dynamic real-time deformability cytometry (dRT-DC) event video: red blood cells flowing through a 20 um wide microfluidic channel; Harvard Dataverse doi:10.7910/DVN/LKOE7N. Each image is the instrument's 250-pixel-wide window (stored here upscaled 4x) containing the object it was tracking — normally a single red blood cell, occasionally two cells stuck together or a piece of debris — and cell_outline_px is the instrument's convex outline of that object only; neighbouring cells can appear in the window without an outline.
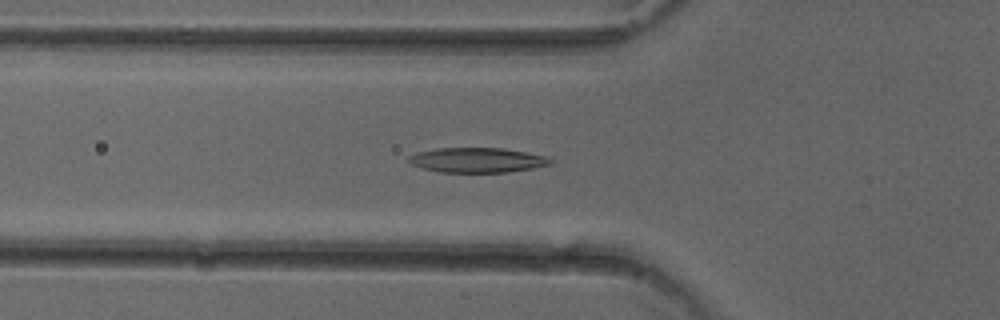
{"species": "common noctule bat (a hibernating species)", "species_latin": "Nyctalus noctula", "temperature_condition": "cold", "stored_images_in_passage": 51, "camera_frame_rate_fps": 3000, "um_per_image_px": 0.085, "animal": {"sex": "female"}, "frame": {"image": 1, "passage_image": 18, "time_ms": 5.667, "image_size_px": [1000, 320], "cell_outline_px": [[552, 164], [532, 168], [508, 172], [440, 172], [424, 168], [412, 164], [408, 160], [408, 156], [416, 152], [436, 148], [504, 148], [544, 156], [552, 160]], "centroid_in_image_um": [40.54, 13.6], "position_along_channel_um": 85.3, "area_um2": 20.35}}
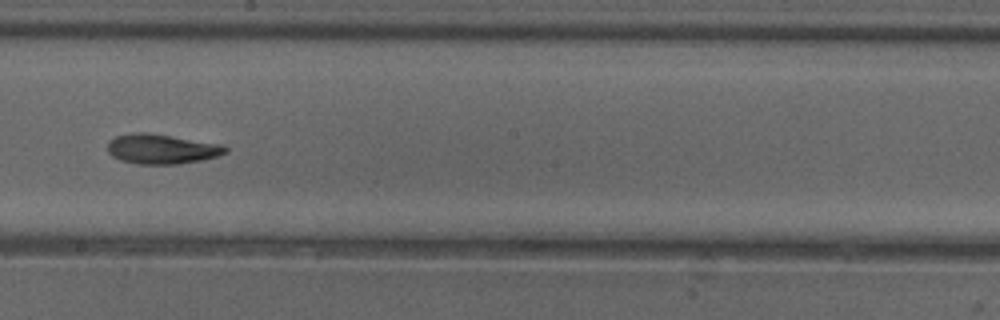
{"frame": {"image": 2, "passage_image": 29, "time_ms": 9.333, "image_size_px": [1000, 320], "cell_outline_px": [[228, 152], [216, 156], [200, 160], [176, 164], [136, 164], [120, 160], [112, 156], [108, 152], [108, 140], [116, 136], [132, 132], [148, 132], [224, 144], [228, 148]], "centroid_in_image_um": [13.73, 12.65], "position_along_channel_um": 234.5, "area_um2": 20.69}}
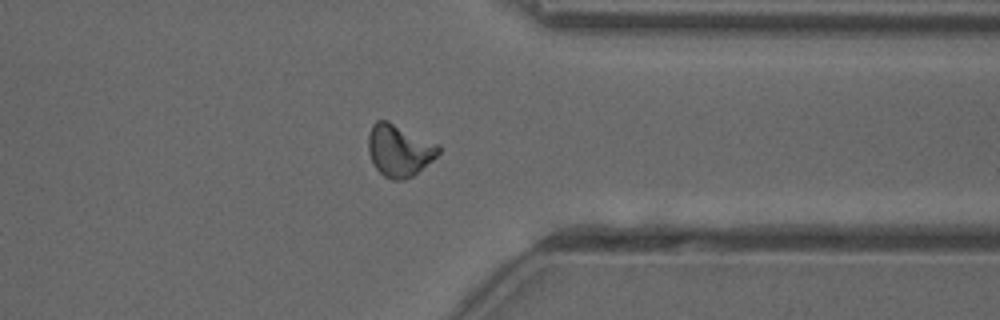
{"frame": {"image": 3, "passage_image": 40, "time_ms": 13.0, "image_size_px": [1000, 320], "cell_outline_px": [[440, 152], [432, 160], [412, 176], [404, 180], [392, 180], [384, 176], [376, 168], [368, 152], [368, 132], [372, 124], [376, 120], [388, 120], [440, 144]], "centroid_in_image_um": [33.93, 12.75], "position_along_channel_um": 377.5, "area_um2": 21.44}, "authors_computed_cell_mechanics": {"area_um2": 20.3456, "velocity_mm_per_s": 4.0414, "shape_relaxation_time_tau1_ms": 8.2734, "shape_relaxation_time_tau2_ms": 4.8312, "deformation_change_tau1": 0.2249, "deformation_change_tau2": 0.1287}}